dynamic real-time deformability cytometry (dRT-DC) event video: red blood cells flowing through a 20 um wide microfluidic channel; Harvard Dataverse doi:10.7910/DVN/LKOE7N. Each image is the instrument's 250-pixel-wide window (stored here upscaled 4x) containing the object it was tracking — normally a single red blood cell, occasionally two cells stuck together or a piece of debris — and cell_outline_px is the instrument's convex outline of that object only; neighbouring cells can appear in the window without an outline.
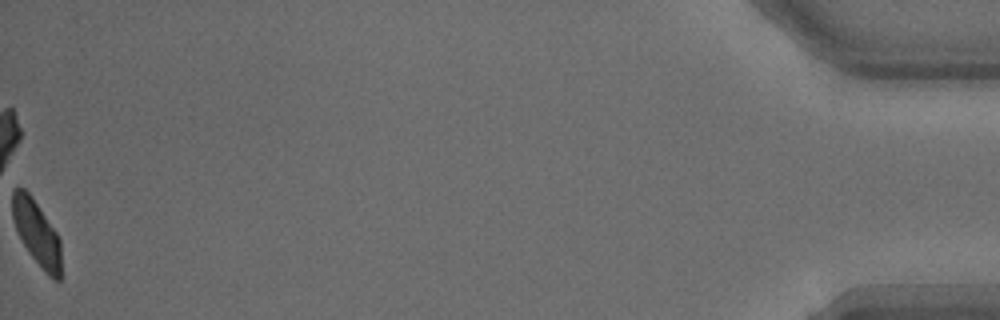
{"species": "common noctule bat (a hibernating species)", "species_latin": "Nyctalus noctula", "temperature_condition": "warm", "stored_images_in_passage": 34, "camera_frame_rate_fps": 3000, "um_per_image_px": 0.085, "animal": {"sex": "male", "body_mass_g": 15.6}, "frame": {"image": 1, "passage_image": 34, "time_ms": 11.0, "image_size_px": [1000, 320], "cell_outline_px": [[60, 280], [52, 280], [44, 272], [28, 252], [16, 228], [12, 216], [12, 192], [16, 188], [24, 188], [28, 192], [56, 232], [60, 240]], "centroid_in_image_um": [3.11, 19.82], "position_along_channel_um": 432.1, "area_um2": 18.09}}